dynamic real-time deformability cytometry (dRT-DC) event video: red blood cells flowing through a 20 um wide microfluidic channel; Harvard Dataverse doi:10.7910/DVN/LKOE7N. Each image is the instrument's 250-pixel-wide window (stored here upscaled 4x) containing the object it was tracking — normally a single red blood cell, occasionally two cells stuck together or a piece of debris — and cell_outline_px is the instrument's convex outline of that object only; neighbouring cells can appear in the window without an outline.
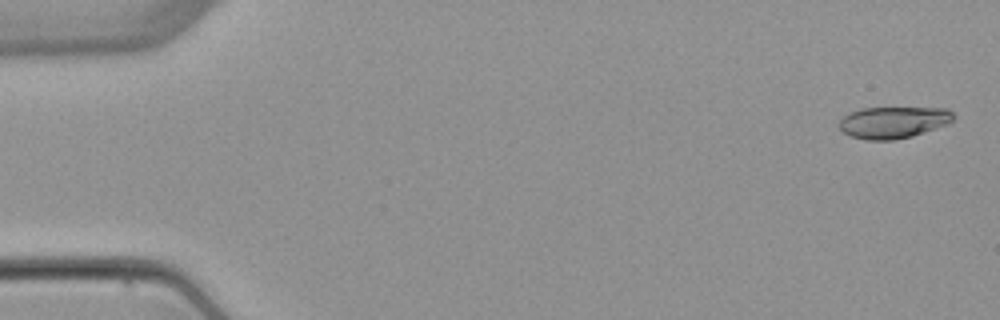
{"species": "common noctule bat (a hibernating species)", "species_latin": "Nyctalus noctula", "temperature_condition": "warm", "stored_images_in_passage": 4, "camera_frame_rate_fps": 3000, "um_per_image_px": 0.085, "animal": {"sex": "female", "body_mass_g": 22.7, "forearm_length_mm": 54.2}, "frame": {"image": 1, "passage_image": 1, "time_ms": 0.0, "image_size_px": [1000, 320], "cell_outline_px": [[956, 116], [948, 124], [912, 136], [896, 140], [864, 140], [848, 136], [836, 124], [848, 112], [860, 108], [948, 108]], "centroid_in_image_um": [75.9, 10.4], "position_along_channel_um": 9.1, "area_um2": 21.39}}
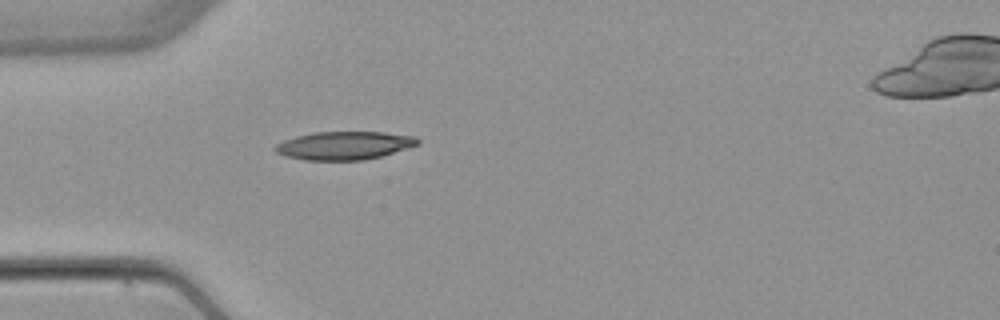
{"frame": {"image": 2, "passage_image": 4, "time_ms": 4.667, "image_size_px": [1000, 320], "cell_outline_px": [[420, 144], [380, 156], [364, 160], [304, 160], [284, 156], [276, 152], [272, 148], [276, 144], [284, 140], [296, 136], [312, 132], [384, 132], [416, 136], [420, 140]], "centroid_in_image_um": [29.24, 12.36], "position_along_channel_um": 55.8, "area_um2": 23.52}}